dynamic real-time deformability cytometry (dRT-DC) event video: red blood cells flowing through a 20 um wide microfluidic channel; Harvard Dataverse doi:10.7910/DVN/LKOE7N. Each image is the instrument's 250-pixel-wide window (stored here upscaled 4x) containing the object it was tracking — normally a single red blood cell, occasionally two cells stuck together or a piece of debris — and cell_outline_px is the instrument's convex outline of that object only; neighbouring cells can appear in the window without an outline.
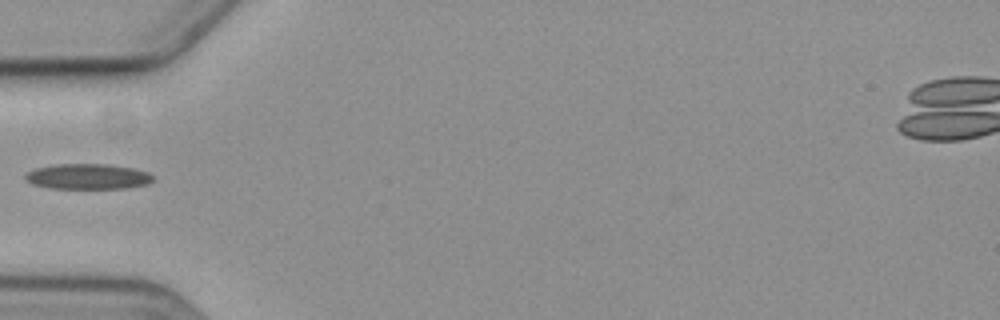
{"species": "common noctule bat (a hibernating species)", "species_latin": "Nyctalus noctula", "temperature_condition": "cold", "stored_images_in_passage": 1, "camera_frame_rate_fps": 3000, "um_per_image_px": 0.085, "animal": {"sex": "female", "body_mass_g": 19.3, "forearm_length_mm": 54.1}, "frame": {"image": 1, "passage_image": 1, "time_ms": 0.0, "image_size_px": [1000, 320], "cell_outline_px": [[152, 180], [148, 184], [124, 188], [52, 188], [32, 184], [24, 180], [24, 176], [28, 172], [36, 168], [52, 164], [108, 164], [132, 168], [148, 172], [152, 176]], "centroid_in_image_um": [7.42, 15.0], "position_along_channel_um": 77.6, "area_um2": 18.84}}